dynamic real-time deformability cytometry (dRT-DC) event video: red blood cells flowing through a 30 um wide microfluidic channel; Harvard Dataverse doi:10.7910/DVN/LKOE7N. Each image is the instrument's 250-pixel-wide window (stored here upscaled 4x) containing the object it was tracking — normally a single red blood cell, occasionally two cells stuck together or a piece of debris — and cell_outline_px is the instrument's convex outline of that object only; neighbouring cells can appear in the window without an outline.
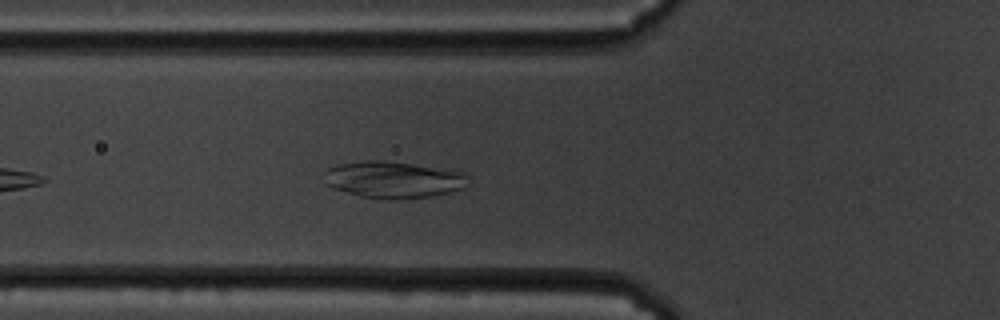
{"species": "common noctule bat (a hibernating species)", "species_latin": "Nyctalus noctula", "temperature_condition": "cold", "stored_images_in_passage": 15, "camera_frame_rate_fps": 3000, "um_per_image_px": 0.085, "animal": {"sex": "male", "body_mass_g": 19.5, "forearm_length_mm": 54.6}, "frame": {"image": 1, "passage_image": 3, "time_ms": 0.667, "image_size_px": [1000, 320], "cell_outline_px": [[468, 184], [464, 188], [432, 196], [400, 200], [392, 200], [360, 196], [332, 188], [324, 184], [324, 172], [328, 168], [336, 164], [364, 160], [384, 160], [468, 172]], "centroid_in_image_um": [33.42, 15.27], "position_along_channel_um": 92.4, "area_um2": 31.33}}
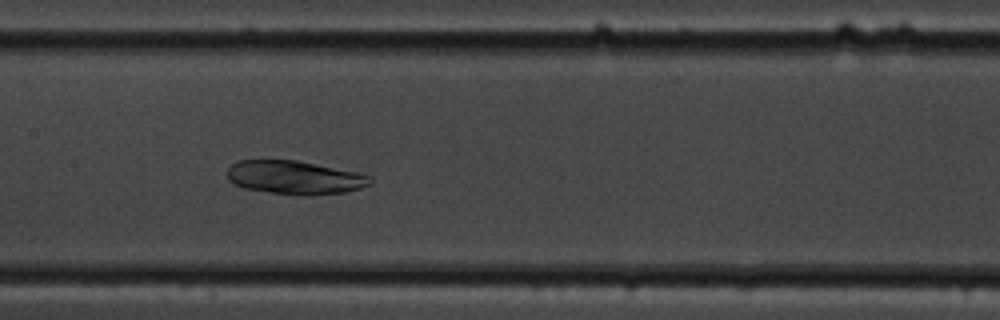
{"frame": {"image": 2, "passage_image": 11, "time_ms": 3.333, "image_size_px": [1000, 320], "cell_outline_px": [[372, 184], [360, 188], [344, 192], [312, 196], [304, 196], [272, 192], [244, 188], [232, 184], [228, 180], [228, 168], [236, 160], [296, 160], [356, 172], [368, 176], [372, 180]], "centroid_in_image_um": [25.03, 15.09], "position_along_channel_um": 182.4, "area_um2": 27.92}}